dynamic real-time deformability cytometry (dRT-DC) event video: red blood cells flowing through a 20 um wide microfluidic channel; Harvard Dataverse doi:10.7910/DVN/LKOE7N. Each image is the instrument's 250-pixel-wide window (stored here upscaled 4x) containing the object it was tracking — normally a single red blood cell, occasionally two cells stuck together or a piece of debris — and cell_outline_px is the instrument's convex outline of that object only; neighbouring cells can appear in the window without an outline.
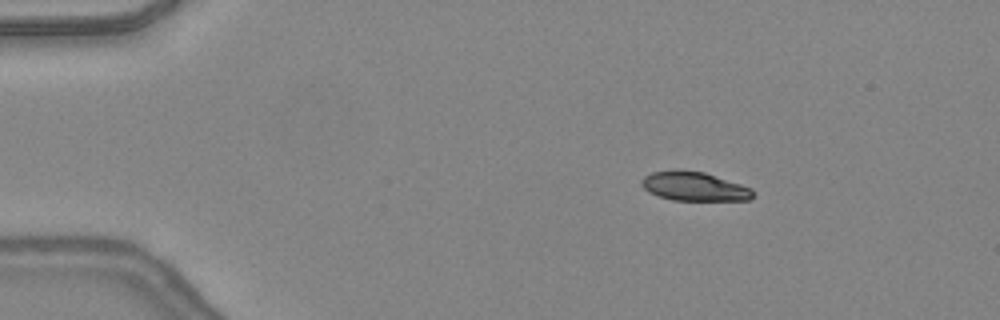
{"species": "common noctule bat (a hibernating species)", "species_latin": "Nyctalus noctula", "temperature_condition": "warm", "stored_images_in_passage": 43, "camera_frame_rate_fps": 3000, "um_per_image_px": 0.085, "animal": {"sex": "female", "body_mass_g": 24.6, "forearm_length_mm": 56.2}, "frame": {"image": 1, "passage_image": 4, "time_ms": 1.0, "image_size_px": [1000, 320], "cell_outline_px": [[756, 192], [752, 200], [672, 200], [648, 192], [640, 184], [640, 180], [644, 176], [652, 172], [680, 168], [704, 172], [752, 188]], "centroid_in_image_um": [59.01, 15.83], "position_along_channel_um": 26.0, "area_um2": 19.13}}
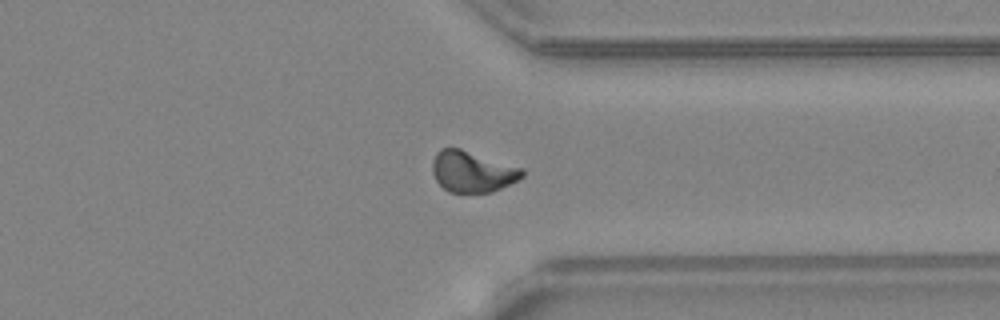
{"frame": {"image": 2, "passage_image": 33, "time_ms": 10.667, "image_size_px": [1000, 320], "cell_outline_px": [[524, 176], [492, 192], [448, 192], [436, 180], [432, 172], [432, 160], [436, 152], [440, 148], [460, 148], [524, 168]], "centroid_in_image_um": [40.13, 14.57], "position_along_channel_um": 371.3, "area_um2": 21.5}}
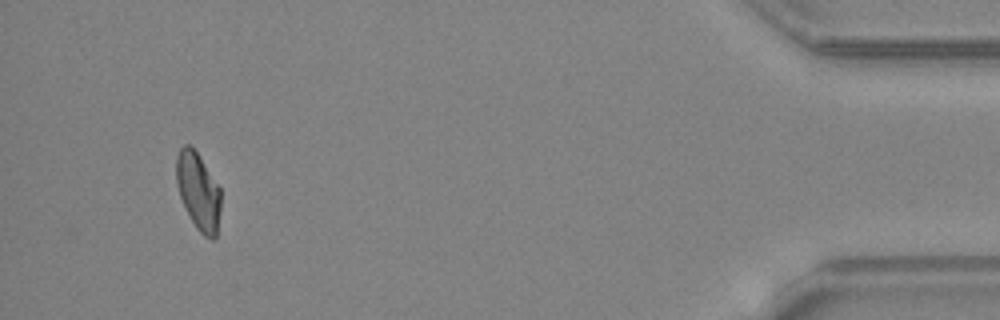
{"frame": {"image": 3, "passage_image": 41, "time_ms": 13.333, "image_size_px": [1000, 320], "cell_outline_px": [[220, 212], [216, 240], [212, 240], [204, 236], [196, 228], [180, 196], [176, 184], [176, 156], [180, 148], [184, 144], [188, 144], [196, 152], [220, 188]], "centroid_in_image_um": [16.85, 16.29], "position_along_channel_um": 418.3, "area_um2": 19.83}, "authors_computed_cell_mechanics": {"area_um2": 20.8658, "velocity_mm_per_s": 4.3947, "shape_relaxation_time_tau1_ms": 8.4478, "shape_relaxation_time_tau2_ms": 1.9846, "deformation_change_tau1": 0.2131, "deformation_change_tau2": 0.0565}}